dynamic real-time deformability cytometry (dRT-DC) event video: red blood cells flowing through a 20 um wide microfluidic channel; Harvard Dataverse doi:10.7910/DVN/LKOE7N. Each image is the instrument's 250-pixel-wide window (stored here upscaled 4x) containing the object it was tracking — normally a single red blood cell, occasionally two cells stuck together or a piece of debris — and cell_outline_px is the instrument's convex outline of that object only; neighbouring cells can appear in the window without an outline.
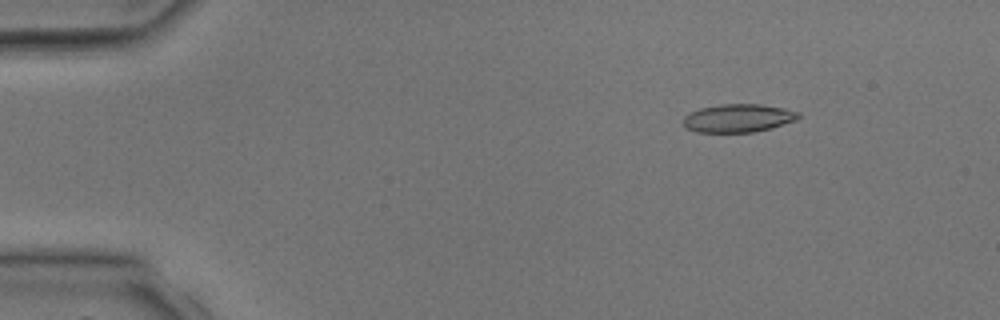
{"species": "common noctule bat (a hibernating species)", "species_latin": "Nyctalus noctula", "temperature_condition": "room temperature", "stored_images_in_passage": 4, "camera_frame_rate_fps": 3000, "um_per_image_px": 0.085, "animal": {"sex": "male", "body_mass_g": 17.9, "forearm_length_mm": 54.2}, "frame": {"image": 1, "passage_image": 2, "time_ms": 1.0, "image_size_px": [1000, 320], "cell_outline_px": [[800, 116], [796, 120], [768, 128], [752, 132], [696, 132], [688, 128], [684, 124], [684, 116], [700, 108], [720, 104], [760, 104], [784, 108], [800, 112]], "centroid_in_image_um": [62.75, 10.03], "position_along_channel_um": 22.2, "area_um2": 18.67}}
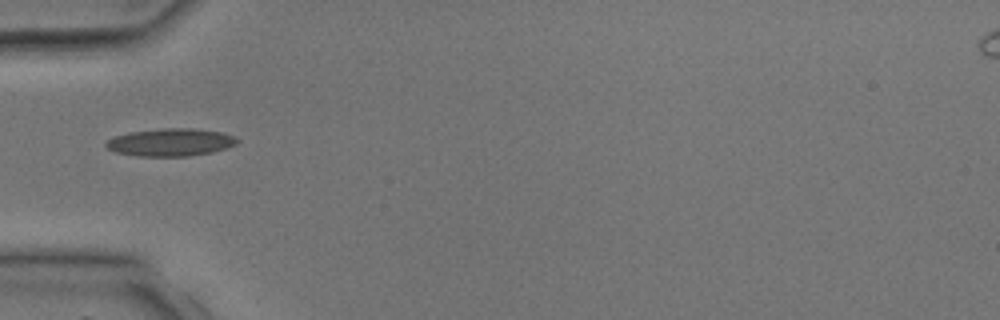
{"frame": {"image": 2, "passage_image": 4, "time_ms": 3.667, "image_size_px": [1000, 320], "cell_outline_px": [[240, 140], [236, 144], [212, 152], [188, 156], [136, 156], [116, 152], [108, 148], [104, 144], [108, 140], [116, 136], [132, 132], [164, 128], [192, 128], [220, 132], [232, 136]], "centroid_in_image_um": [14.5, 12.1], "position_along_channel_um": 70.5, "area_um2": 20.81}}